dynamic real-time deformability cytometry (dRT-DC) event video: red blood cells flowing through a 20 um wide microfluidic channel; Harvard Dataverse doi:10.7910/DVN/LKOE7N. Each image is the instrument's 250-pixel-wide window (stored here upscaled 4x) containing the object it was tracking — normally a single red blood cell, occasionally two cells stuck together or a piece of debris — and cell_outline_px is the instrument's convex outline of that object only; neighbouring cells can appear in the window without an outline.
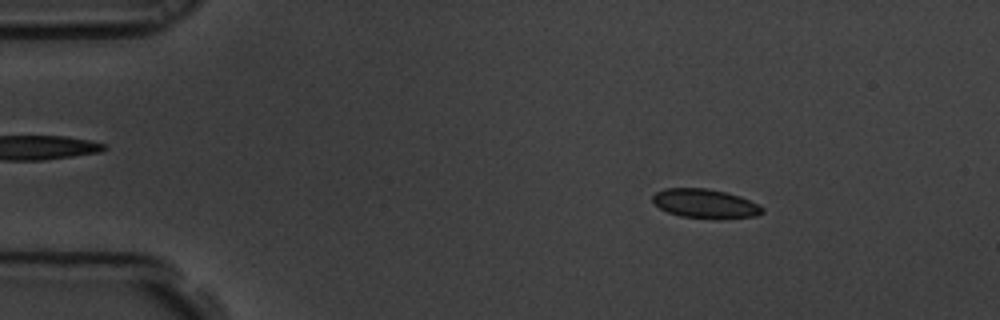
{"species": "common noctule bat (a hibernating species)", "species_latin": "Nyctalus noctula", "temperature_condition": "room temperature", "stored_images_in_passage": 59, "camera_frame_rate_fps": 3000, "um_per_image_px": 0.085, "animal": {"sex": "male", "body_mass_g": 19.5, "forearm_length_mm": 54.6}, "frame": {"image": 1, "passage_image": 9, "time_ms": 2.667, "image_size_px": [1000, 320], "cell_outline_px": [[764, 212], [756, 216], [680, 216], [668, 212], [660, 208], [652, 200], [652, 196], [656, 192], [664, 188], [704, 188], [724, 192], [740, 196], [760, 204], [764, 208]], "centroid_in_image_um": [59.91, 17.26], "position_along_channel_um": 25.1, "area_um2": 17.8}}
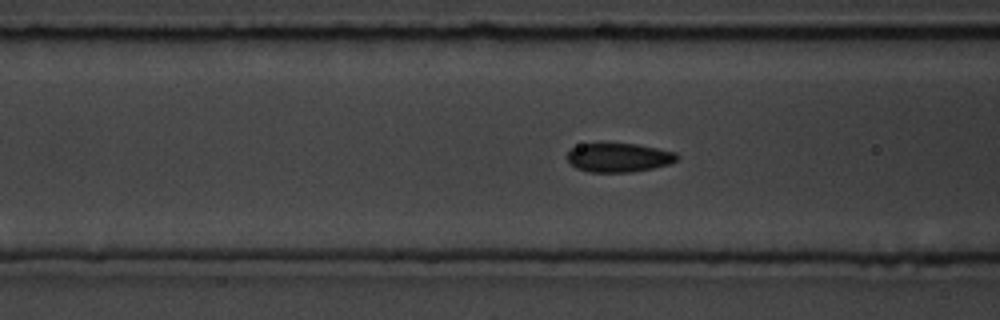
{"frame": {"image": 2, "passage_image": 23, "time_ms": 7.333, "image_size_px": [1000, 320], "cell_outline_px": [[680, 156], [672, 164], [632, 172], [588, 172], [576, 168], [568, 160], [568, 152], [572, 148], [580, 144], [636, 144], [676, 152]], "centroid_in_image_um": [52.63, 13.4], "position_along_channel_um": 114.0, "area_um2": 18.44}}
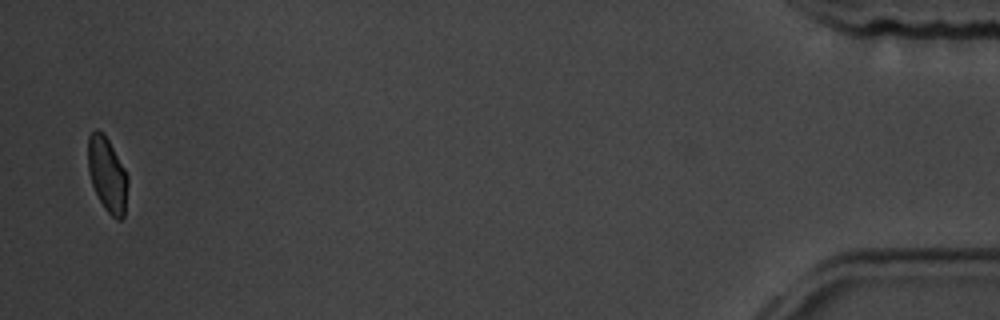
{"frame": {"image": 3, "passage_image": 58, "time_ms": 19.0, "image_size_px": [1000, 320], "cell_outline_px": [[128, 184], [124, 216], [120, 220], [116, 220], [104, 208], [92, 184], [88, 172], [88, 136], [96, 128], [104, 132], [124, 168], [128, 176]], "centroid_in_image_um": [9.12, 14.82], "position_along_channel_um": 426.1, "area_um2": 17.34}, "authors_computed_cell_mechanics": {"area_um2": 18.785, "velocity_mm_per_s": 3.4364, "shape_relaxation_time_tau1_ms": 4.6085, "shape_relaxation_time_tau2_ms": null, "deformation_change_tau1": 0.0999, "deformation_change_tau2": null}}